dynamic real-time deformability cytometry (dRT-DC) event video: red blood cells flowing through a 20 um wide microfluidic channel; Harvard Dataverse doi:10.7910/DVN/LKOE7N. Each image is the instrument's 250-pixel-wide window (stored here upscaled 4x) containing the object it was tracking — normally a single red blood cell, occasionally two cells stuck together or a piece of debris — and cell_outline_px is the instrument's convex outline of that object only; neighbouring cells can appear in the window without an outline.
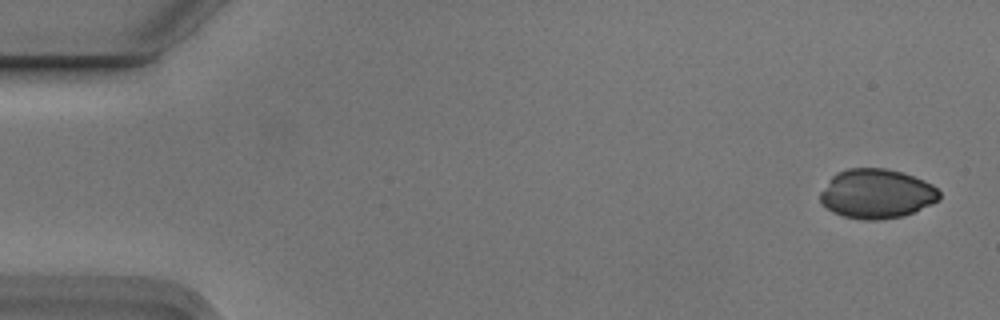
{"species": "Egyptian fruit bat (a non-hibernating species)", "species_latin": "Rousettus aegyptiacus", "temperature_condition": "cold", "stored_images_in_passage": 5, "camera_frame_rate_fps": 3000, "um_per_image_px": 0.085, "animal": {"sex": "male"}, "frame": {"image": 1, "passage_image": 1, "time_ms": 0.0, "image_size_px": [1000, 320], "cell_outline_px": [[940, 200], [932, 204], [904, 216], [876, 220], [864, 220], [844, 216], [832, 212], [820, 200], [820, 192], [832, 176], [836, 172], [848, 168], [884, 168], [900, 172], [924, 180], [932, 184], [940, 192]], "centroid_in_image_um": [74.52, 16.47], "position_along_channel_um": 10.5, "area_um2": 34.28}}